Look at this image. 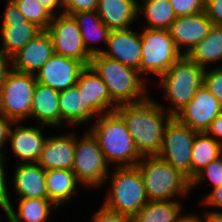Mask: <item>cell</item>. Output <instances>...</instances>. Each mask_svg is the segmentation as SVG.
I'll return each instance as SVG.
<instances>
[{
    "instance_id": "1",
    "label": "cell",
    "mask_w": 222,
    "mask_h": 222,
    "mask_svg": "<svg viewBox=\"0 0 222 222\" xmlns=\"http://www.w3.org/2000/svg\"><path fill=\"white\" fill-rule=\"evenodd\" d=\"M163 107L149 96L138 103L118 105L115 109L141 157L157 156L161 150L165 128L173 118Z\"/></svg>"
},
{
    "instance_id": "2",
    "label": "cell",
    "mask_w": 222,
    "mask_h": 222,
    "mask_svg": "<svg viewBox=\"0 0 222 222\" xmlns=\"http://www.w3.org/2000/svg\"><path fill=\"white\" fill-rule=\"evenodd\" d=\"M89 131L97 139L106 161L116 167H133L141 159L125 122L116 112L97 117Z\"/></svg>"
},
{
    "instance_id": "3",
    "label": "cell",
    "mask_w": 222,
    "mask_h": 222,
    "mask_svg": "<svg viewBox=\"0 0 222 222\" xmlns=\"http://www.w3.org/2000/svg\"><path fill=\"white\" fill-rule=\"evenodd\" d=\"M106 84L111 100L118 106L138 103L149 97L140 72L117 60L96 54L89 64Z\"/></svg>"
},
{
    "instance_id": "4",
    "label": "cell",
    "mask_w": 222,
    "mask_h": 222,
    "mask_svg": "<svg viewBox=\"0 0 222 222\" xmlns=\"http://www.w3.org/2000/svg\"><path fill=\"white\" fill-rule=\"evenodd\" d=\"M136 167L149 201L174 200L179 194L186 196L192 191L191 181L158 156H143Z\"/></svg>"
},
{
    "instance_id": "5",
    "label": "cell",
    "mask_w": 222,
    "mask_h": 222,
    "mask_svg": "<svg viewBox=\"0 0 222 222\" xmlns=\"http://www.w3.org/2000/svg\"><path fill=\"white\" fill-rule=\"evenodd\" d=\"M109 175L106 180L111 179V189L103 206L134 217L149 201L139 169L136 166L116 167Z\"/></svg>"
},
{
    "instance_id": "6",
    "label": "cell",
    "mask_w": 222,
    "mask_h": 222,
    "mask_svg": "<svg viewBox=\"0 0 222 222\" xmlns=\"http://www.w3.org/2000/svg\"><path fill=\"white\" fill-rule=\"evenodd\" d=\"M204 71V68L182 55L160 76L166 100L170 103L167 112L173 117L192 100L203 85Z\"/></svg>"
},
{
    "instance_id": "7",
    "label": "cell",
    "mask_w": 222,
    "mask_h": 222,
    "mask_svg": "<svg viewBox=\"0 0 222 222\" xmlns=\"http://www.w3.org/2000/svg\"><path fill=\"white\" fill-rule=\"evenodd\" d=\"M82 138L75 136V153L73 169L76 179L81 185L99 187L107 182L109 175L108 162L99 147L97 139L88 131Z\"/></svg>"
},
{
    "instance_id": "8",
    "label": "cell",
    "mask_w": 222,
    "mask_h": 222,
    "mask_svg": "<svg viewBox=\"0 0 222 222\" xmlns=\"http://www.w3.org/2000/svg\"><path fill=\"white\" fill-rule=\"evenodd\" d=\"M36 83L34 74L12 69L0 91V113L17 123L30 118Z\"/></svg>"
},
{
    "instance_id": "9",
    "label": "cell",
    "mask_w": 222,
    "mask_h": 222,
    "mask_svg": "<svg viewBox=\"0 0 222 222\" xmlns=\"http://www.w3.org/2000/svg\"><path fill=\"white\" fill-rule=\"evenodd\" d=\"M141 75L150 73L162 76L177 61L180 53L170 35L169 30L144 29L141 32Z\"/></svg>"
},
{
    "instance_id": "10",
    "label": "cell",
    "mask_w": 222,
    "mask_h": 222,
    "mask_svg": "<svg viewBox=\"0 0 222 222\" xmlns=\"http://www.w3.org/2000/svg\"><path fill=\"white\" fill-rule=\"evenodd\" d=\"M197 131L173 117L167 124L158 157L191 181V154Z\"/></svg>"
},
{
    "instance_id": "11",
    "label": "cell",
    "mask_w": 222,
    "mask_h": 222,
    "mask_svg": "<svg viewBox=\"0 0 222 222\" xmlns=\"http://www.w3.org/2000/svg\"><path fill=\"white\" fill-rule=\"evenodd\" d=\"M46 32L51 38L55 54L80 61L84 66L90 64L92 56L84 47L80 28L72 15L55 14Z\"/></svg>"
},
{
    "instance_id": "12",
    "label": "cell",
    "mask_w": 222,
    "mask_h": 222,
    "mask_svg": "<svg viewBox=\"0 0 222 222\" xmlns=\"http://www.w3.org/2000/svg\"><path fill=\"white\" fill-rule=\"evenodd\" d=\"M6 9L0 30L2 48L0 50L12 58L28 41L43 30L37 25L26 21L13 0H7Z\"/></svg>"
},
{
    "instance_id": "13",
    "label": "cell",
    "mask_w": 222,
    "mask_h": 222,
    "mask_svg": "<svg viewBox=\"0 0 222 222\" xmlns=\"http://www.w3.org/2000/svg\"><path fill=\"white\" fill-rule=\"evenodd\" d=\"M222 111V104L203 84L192 100L174 117L197 132H206Z\"/></svg>"
},
{
    "instance_id": "14",
    "label": "cell",
    "mask_w": 222,
    "mask_h": 222,
    "mask_svg": "<svg viewBox=\"0 0 222 222\" xmlns=\"http://www.w3.org/2000/svg\"><path fill=\"white\" fill-rule=\"evenodd\" d=\"M84 67L80 61L54 54L34 75L36 82L60 92L76 85Z\"/></svg>"
},
{
    "instance_id": "15",
    "label": "cell",
    "mask_w": 222,
    "mask_h": 222,
    "mask_svg": "<svg viewBox=\"0 0 222 222\" xmlns=\"http://www.w3.org/2000/svg\"><path fill=\"white\" fill-rule=\"evenodd\" d=\"M107 49L102 55L138 70L141 74V33L128 29L111 30L108 35Z\"/></svg>"
},
{
    "instance_id": "16",
    "label": "cell",
    "mask_w": 222,
    "mask_h": 222,
    "mask_svg": "<svg viewBox=\"0 0 222 222\" xmlns=\"http://www.w3.org/2000/svg\"><path fill=\"white\" fill-rule=\"evenodd\" d=\"M212 26V21L205 11H202L193 15L176 17L171 23L169 32L178 51L181 53V49L185 48L183 55H187L208 35Z\"/></svg>"
},
{
    "instance_id": "17",
    "label": "cell",
    "mask_w": 222,
    "mask_h": 222,
    "mask_svg": "<svg viewBox=\"0 0 222 222\" xmlns=\"http://www.w3.org/2000/svg\"><path fill=\"white\" fill-rule=\"evenodd\" d=\"M54 54L51 38L43 30L11 58L10 67L19 72L36 74Z\"/></svg>"
},
{
    "instance_id": "18",
    "label": "cell",
    "mask_w": 222,
    "mask_h": 222,
    "mask_svg": "<svg viewBox=\"0 0 222 222\" xmlns=\"http://www.w3.org/2000/svg\"><path fill=\"white\" fill-rule=\"evenodd\" d=\"M76 86L82 93L85 103L98 116L115 112L117 105L111 100L106 84L90 65L82 69Z\"/></svg>"
},
{
    "instance_id": "19",
    "label": "cell",
    "mask_w": 222,
    "mask_h": 222,
    "mask_svg": "<svg viewBox=\"0 0 222 222\" xmlns=\"http://www.w3.org/2000/svg\"><path fill=\"white\" fill-rule=\"evenodd\" d=\"M75 134L48 137L37 163L44 170L73 169Z\"/></svg>"
},
{
    "instance_id": "20",
    "label": "cell",
    "mask_w": 222,
    "mask_h": 222,
    "mask_svg": "<svg viewBox=\"0 0 222 222\" xmlns=\"http://www.w3.org/2000/svg\"><path fill=\"white\" fill-rule=\"evenodd\" d=\"M44 125L38 127H25L18 125L13 129H10L9 142H11V148L18 156L22 163H36L41 155L43 146L47 138L43 137L42 129Z\"/></svg>"
},
{
    "instance_id": "21",
    "label": "cell",
    "mask_w": 222,
    "mask_h": 222,
    "mask_svg": "<svg viewBox=\"0 0 222 222\" xmlns=\"http://www.w3.org/2000/svg\"><path fill=\"white\" fill-rule=\"evenodd\" d=\"M137 0H99L97 13L110 30L128 29L138 19Z\"/></svg>"
},
{
    "instance_id": "22",
    "label": "cell",
    "mask_w": 222,
    "mask_h": 222,
    "mask_svg": "<svg viewBox=\"0 0 222 222\" xmlns=\"http://www.w3.org/2000/svg\"><path fill=\"white\" fill-rule=\"evenodd\" d=\"M15 170L13 184L19 198H48L45 170L37 162H21Z\"/></svg>"
},
{
    "instance_id": "23",
    "label": "cell",
    "mask_w": 222,
    "mask_h": 222,
    "mask_svg": "<svg viewBox=\"0 0 222 222\" xmlns=\"http://www.w3.org/2000/svg\"><path fill=\"white\" fill-rule=\"evenodd\" d=\"M31 117L36 118L42 125L60 127L59 92L37 82L33 93Z\"/></svg>"
},
{
    "instance_id": "24",
    "label": "cell",
    "mask_w": 222,
    "mask_h": 222,
    "mask_svg": "<svg viewBox=\"0 0 222 222\" xmlns=\"http://www.w3.org/2000/svg\"><path fill=\"white\" fill-rule=\"evenodd\" d=\"M59 110L62 121L70 125L83 124L96 120L98 115L85 103L82 93L79 92L76 85L59 92ZM95 119H92L93 117Z\"/></svg>"
},
{
    "instance_id": "25",
    "label": "cell",
    "mask_w": 222,
    "mask_h": 222,
    "mask_svg": "<svg viewBox=\"0 0 222 222\" xmlns=\"http://www.w3.org/2000/svg\"><path fill=\"white\" fill-rule=\"evenodd\" d=\"M45 181L48 199L57 207L69 202L80 184L74 172L66 169L45 170Z\"/></svg>"
},
{
    "instance_id": "26",
    "label": "cell",
    "mask_w": 222,
    "mask_h": 222,
    "mask_svg": "<svg viewBox=\"0 0 222 222\" xmlns=\"http://www.w3.org/2000/svg\"><path fill=\"white\" fill-rule=\"evenodd\" d=\"M73 18L76 20L80 32L83 37L84 47L87 52L93 56L102 53V50L90 46L89 43L98 42V40L103 41L107 44L108 35L111 31L107 28L101 21L99 14L96 10L92 11H79L72 14Z\"/></svg>"
},
{
    "instance_id": "27",
    "label": "cell",
    "mask_w": 222,
    "mask_h": 222,
    "mask_svg": "<svg viewBox=\"0 0 222 222\" xmlns=\"http://www.w3.org/2000/svg\"><path fill=\"white\" fill-rule=\"evenodd\" d=\"M53 205V207H51ZM18 210L13 205L7 206L9 222H47L52 208L57 206L48 198H18Z\"/></svg>"
},
{
    "instance_id": "28",
    "label": "cell",
    "mask_w": 222,
    "mask_h": 222,
    "mask_svg": "<svg viewBox=\"0 0 222 222\" xmlns=\"http://www.w3.org/2000/svg\"><path fill=\"white\" fill-rule=\"evenodd\" d=\"M186 56L204 69L211 63L222 61V26L213 25L208 35Z\"/></svg>"
},
{
    "instance_id": "29",
    "label": "cell",
    "mask_w": 222,
    "mask_h": 222,
    "mask_svg": "<svg viewBox=\"0 0 222 222\" xmlns=\"http://www.w3.org/2000/svg\"><path fill=\"white\" fill-rule=\"evenodd\" d=\"M222 155V143L206 132H197L191 154V181L210 162Z\"/></svg>"
},
{
    "instance_id": "30",
    "label": "cell",
    "mask_w": 222,
    "mask_h": 222,
    "mask_svg": "<svg viewBox=\"0 0 222 222\" xmlns=\"http://www.w3.org/2000/svg\"><path fill=\"white\" fill-rule=\"evenodd\" d=\"M141 13L147 20L146 29L169 30L176 19L170 0H144L138 4V15Z\"/></svg>"
},
{
    "instance_id": "31",
    "label": "cell",
    "mask_w": 222,
    "mask_h": 222,
    "mask_svg": "<svg viewBox=\"0 0 222 222\" xmlns=\"http://www.w3.org/2000/svg\"><path fill=\"white\" fill-rule=\"evenodd\" d=\"M182 211L181 203L175 200L148 201L132 217V222H175Z\"/></svg>"
},
{
    "instance_id": "32",
    "label": "cell",
    "mask_w": 222,
    "mask_h": 222,
    "mask_svg": "<svg viewBox=\"0 0 222 222\" xmlns=\"http://www.w3.org/2000/svg\"><path fill=\"white\" fill-rule=\"evenodd\" d=\"M26 21L31 22L42 30H46L53 19L54 14L37 0H13Z\"/></svg>"
},
{
    "instance_id": "33",
    "label": "cell",
    "mask_w": 222,
    "mask_h": 222,
    "mask_svg": "<svg viewBox=\"0 0 222 222\" xmlns=\"http://www.w3.org/2000/svg\"><path fill=\"white\" fill-rule=\"evenodd\" d=\"M207 178L213 184L212 187L222 185V155L205 166L191 181V188L196 187Z\"/></svg>"
},
{
    "instance_id": "34",
    "label": "cell",
    "mask_w": 222,
    "mask_h": 222,
    "mask_svg": "<svg viewBox=\"0 0 222 222\" xmlns=\"http://www.w3.org/2000/svg\"><path fill=\"white\" fill-rule=\"evenodd\" d=\"M203 84L222 104V66L210 71L205 69Z\"/></svg>"
},
{
    "instance_id": "35",
    "label": "cell",
    "mask_w": 222,
    "mask_h": 222,
    "mask_svg": "<svg viewBox=\"0 0 222 222\" xmlns=\"http://www.w3.org/2000/svg\"><path fill=\"white\" fill-rule=\"evenodd\" d=\"M176 17L193 15L204 11L205 0H170Z\"/></svg>"
},
{
    "instance_id": "36",
    "label": "cell",
    "mask_w": 222,
    "mask_h": 222,
    "mask_svg": "<svg viewBox=\"0 0 222 222\" xmlns=\"http://www.w3.org/2000/svg\"><path fill=\"white\" fill-rule=\"evenodd\" d=\"M64 7L63 11L59 13H66L72 15L79 11H92L96 10L99 0H63Z\"/></svg>"
},
{
    "instance_id": "37",
    "label": "cell",
    "mask_w": 222,
    "mask_h": 222,
    "mask_svg": "<svg viewBox=\"0 0 222 222\" xmlns=\"http://www.w3.org/2000/svg\"><path fill=\"white\" fill-rule=\"evenodd\" d=\"M92 218V222H132L131 217L111 211L103 205L97 212L95 211Z\"/></svg>"
},
{
    "instance_id": "38",
    "label": "cell",
    "mask_w": 222,
    "mask_h": 222,
    "mask_svg": "<svg viewBox=\"0 0 222 222\" xmlns=\"http://www.w3.org/2000/svg\"><path fill=\"white\" fill-rule=\"evenodd\" d=\"M204 11L213 25L222 26V0H205Z\"/></svg>"
},
{
    "instance_id": "39",
    "label": "cell",
    "mask_w": 222,
    "mask_h": 222,
    "mask_svg": "<svg viewBox=\"0 0 222 222\" xmlns=\"http://www.w3.org/2000/svg\"><path fill=\"white\" fill-rule=\"evenodd\" d=\"M16 125L17 122H13L11 119H8L3 114L0 113V155L5 156L3 147L8 142L11 125Z\"/></svg>"
},
{
    "instance_id": "40",
    "label": "cell",
    "mask_w": 222,
    "mask_h": 222,
    "mask_svg": "<svg viewBox=\"0 0 222 222\" xmlns=\"http://www.w3.org/2000/svg\"><path fill=\"white\" fill-rule=\"evenodd\" d=\"M5 156L0 155V204H5L8 206V204H11L10 196L8 194V189L6 185V179H5Z\"/></svg>"
},
{
    "instance_id": "41",
    "label": "cell",
    "mask_w": 222,
    "mask_h": 222,
    "mask_svg": "<svg viewBox=\"0 0 222 222\" xmlns=\"http://www.w3.org/2000/svg\"><path fill=\"white\" fill-rule=\"evenodd\" d=\"M205 197L206 198L202 200L203 204L206 206H214L222 209V185L213 188L212 191Z\"/></svg>"
},
{
    "instance_id": "42",
    "label": "cell",
    "mask_w": 222,
    "mask_h": 222,
    "mask_svg": "<svg viewBox=\"0 0 222 222\" xmlns=\"http://www.w3.org/2000/svg\"><path fill=\"white\" fill-rule=\"evenodd\" d=\"M206 133L216 139L218 142L222 143V111L220 114L211 122L210 127L207 129ZM216 137V138H215ZM218 138V139H217ZM220 138V140H219Z\"/></svg>"
},
{
    "instance_id": "43",
    "label": "cell",
    "mask_w": 222,
    "mask_h": 222,
    "mask_svg": "<svg viewBox=\"0 0 222 222\" xmlns=\"http://www.w3.org/2000/svg\"><path fill=\"white\" fill-rule=\"evenodd\" d=\"M9 63H12V59L0 50V91L6 81L7 75L12 70V67H8Z\"/></svg>"
},
{
    "instance_id": "44",
    "label": "cell",
    "mask_w": 222,
    "mask_h": 222,
    "mask_svg": "<svg viewBox=\"0 0 222 222\" xmlns=\"http://www.w3.org/2000/svg\"><path fill=\"white\" fill-rule=\"evenodd\" d=\"M37 1L46 8H48L50 12L53 13L54 15L57 14V12H55L57 11L56 8L64 7L63 0H37Z\"/></svg>"
},
{
    "instance_id": "45",
    "label": "cell",
    "mask_w": 222,
    "mask_h": 222,
    "mask_svg": "<svg viewBox=\"0 0 222 222\" xmlns=\"http://www.w3.org/2000/svg\"><path fill=\"white\" fill-rule=\"evenodd\" d=\"M205 218H200L201 222H222V211H206Z\"/></svg>"
},
{
    "instance_id": "46",
    "label": "cell",
    "mask_w": 222,
    "mask_h": 222,
    "mask_svg": "<svg viewBox=\"0 0 222 222\" xmlns=\"http://www.w3.org/2000/svg\"><path fill=\"white\" fill-rule=\"evenodd\" d=\"M175 222H201L200 217L195 214L189 213L188 215L181 214V216Z\"/></svg>"
},
{
    "instance_id": "47",
    "label": "cell",
    "mask_w": 222,
    "mask_h": 222,
    "mask_svg": "<svg viewBox=\"0 0 222 222\" xmlns=\"http://www.w3.org/2000/svg\"><path fill=\"white\" fill-rule=\"evenodd\" d=\"M0 207L2 208L3 212H5L7 216V206L5 204H0Z\"/></svg>"
}]
</instances>
